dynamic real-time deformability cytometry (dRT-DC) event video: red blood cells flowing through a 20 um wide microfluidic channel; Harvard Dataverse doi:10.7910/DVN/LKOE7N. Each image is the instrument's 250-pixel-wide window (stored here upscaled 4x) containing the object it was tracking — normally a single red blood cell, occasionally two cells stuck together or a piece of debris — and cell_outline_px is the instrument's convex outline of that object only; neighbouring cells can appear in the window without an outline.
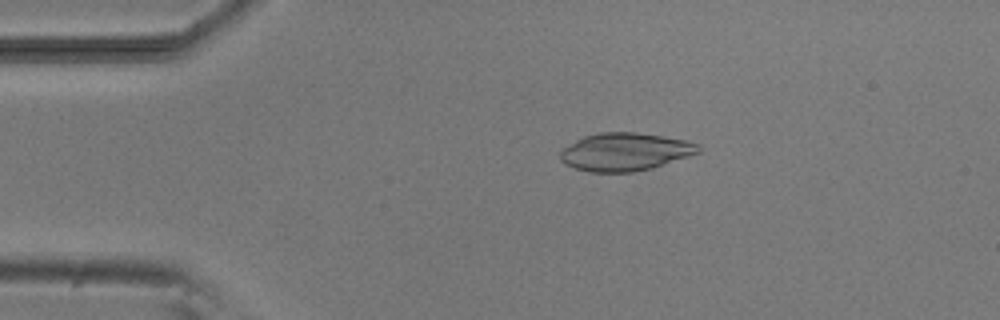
{"species": "common noctule bat (a hibernating species)", "species_latin": "Nyctalus noctula", "temperature_condition": "room temperature", "stored_images_in_passage": 5, "camera_frame_rate_fps": 3000, "um_per_image_px": 0.085, "animal": {"sex": "male", "body_mass_g": 20.5, "forearm_length_mm": 52.5}, "frame": {"image": 1, "passage_image": 3, "time_ms": 2.333, "image_size_px": [1000, 320], "cell_outline_px": [[700, 152], [652, 168], [632, 172], [588, 172], [564, 164], [560, 160], [560, 148], [584, 136], [600, 132], [636, 132], [664, 136], [688, 140], [700, 144]], "centroid_in_image_um": [53.11, 12.9], "position_along_channel_um": 31.9, "area_um2": 30.75}}